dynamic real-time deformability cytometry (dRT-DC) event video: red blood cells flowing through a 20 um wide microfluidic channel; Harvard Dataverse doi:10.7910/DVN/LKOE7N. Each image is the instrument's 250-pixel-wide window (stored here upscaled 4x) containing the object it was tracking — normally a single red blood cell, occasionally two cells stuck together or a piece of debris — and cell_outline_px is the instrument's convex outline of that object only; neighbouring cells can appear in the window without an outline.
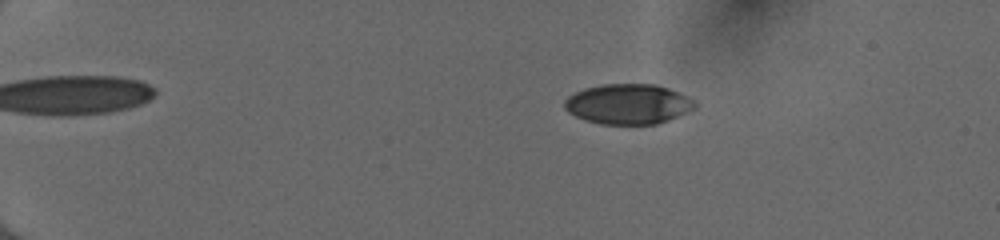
{"species": "human", "species_latin": "Homo sapiens", "temperature_condition": "cold", "stored_images_in_passage": 54, "camera_frame_rate_fps": 3000, "um_per_image_px": 0.085, "donor": {"sex": "female"}, "frame": {"image": 1, "passage_image": 12, "time_ms": 3.667, "image_size_px": [1000, 240], "cell_outline_px": [[696, 108], [668, 120], [656, 124], [600, 124], [584, 120], [568, 112], [564, 108], [564, 100], [568, 96], [584, 88], [604, 84], [656, 84], [668, 88], [688, 96], [696, 104]], "centroid_in_image_um": [53.38, 8.84], "position_along_channel_um": 31.6, "area_um2": 30.52}}
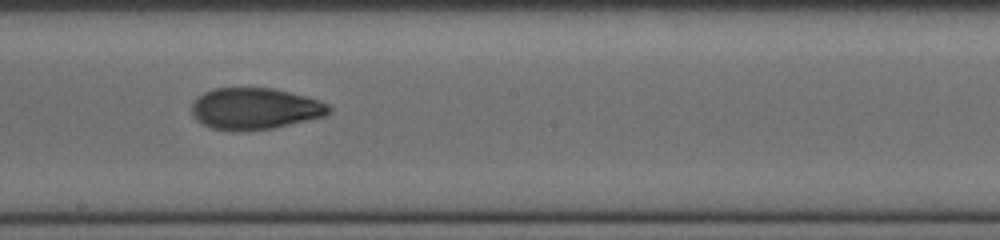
{"frame": {"image": 2, "passage_image": 34, "time_ms": 11.0, "image_size_px": [1000, 240], "cell_outline_px": [[332, 112], [324, 116], [272, 128], [212, 128], [196, 120], [192, 116], [192, 104], [196, 96], [212, 88], [272, 88], [320, 100], [328, 104], [332, 108]], "centroid_in_image_um": [21.67, 9.19], "position_along_channel_um": 226.5, "area_um2": 32.43}}
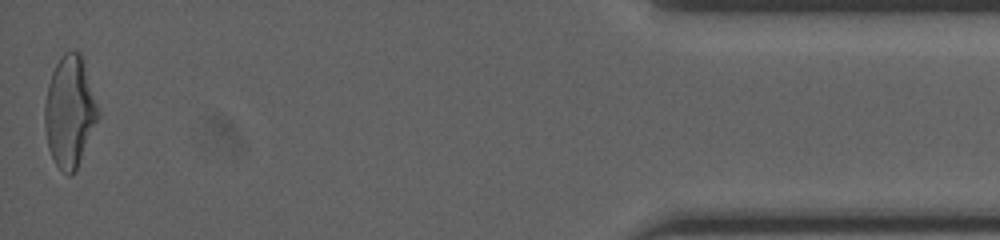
{"frame": {"image": 3, "passage_image": 54, "time_ms": 17.667, "image_size_px": [1000, 240], "cell_outline_px": [[100, 116], [76, 172], [68, 176], [56, 164], [48, 148], [44, 128], [44, 104], [48, 84], [52, 72], [60, 56], [64, 52], [80, 52], [100, 112]], "centroid_in_image_um": [5.92, 9.53], "position_along_channel_um": 429.3, "area_um2": 34.68}, "authors_computed_cell_mechanics": {"area_um2": 32.4258, "velocity_mm_per_s": 4.0375, "shape_relaxation_time_tau1_ms": 5.4577, "shape_relaxation_time_tau2_ms": 1.5626, "deformation_change_tau1": 0.1962, "deformation_change_tau2": 0.0671}}